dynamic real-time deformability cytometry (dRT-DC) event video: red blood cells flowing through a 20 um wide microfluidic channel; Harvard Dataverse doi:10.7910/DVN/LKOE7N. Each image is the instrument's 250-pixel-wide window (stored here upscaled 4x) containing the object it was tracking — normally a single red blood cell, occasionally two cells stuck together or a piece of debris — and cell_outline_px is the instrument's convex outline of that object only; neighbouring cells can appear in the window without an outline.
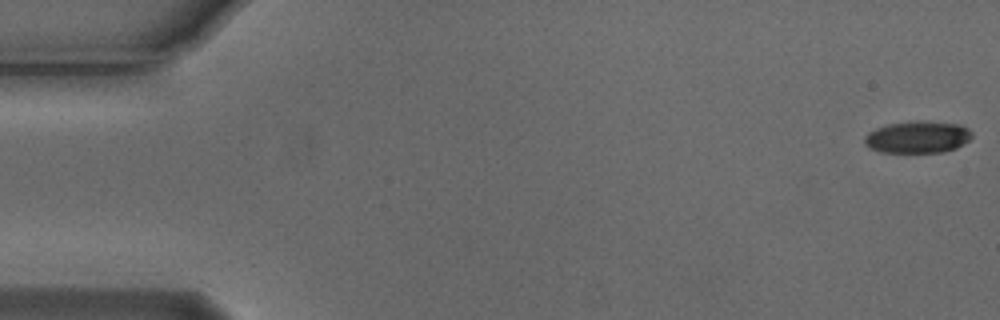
{"species": "Egyptian fruit bat (a non-hibernating species)", "species_latin": "Rousettus aegyptiacus", "temperature_condition": "cold", "stored_images_in_passage": 5, "camera_frame_rate_fps": 3000, "um_per_image_px": 0.085, "animal": {"sex": "male"}, "frame": {"image": 1, "passage_image": 1, "time_ms": 0.0, "image_size_px": [1000, 320], "cell_outline_px": [[972, 136], [968, 140], [956, 148], [944, 152], [880, 152], [864, 144], [864, 136], [868, 132], [876, 128], [888, 124], [916, 120], [960, 124], [968, 128], [972, 132]], "centroid_in_image_um": [77.99, 11.64], "position_along_channel_um": 7.0, "area_um2": 20.06}}
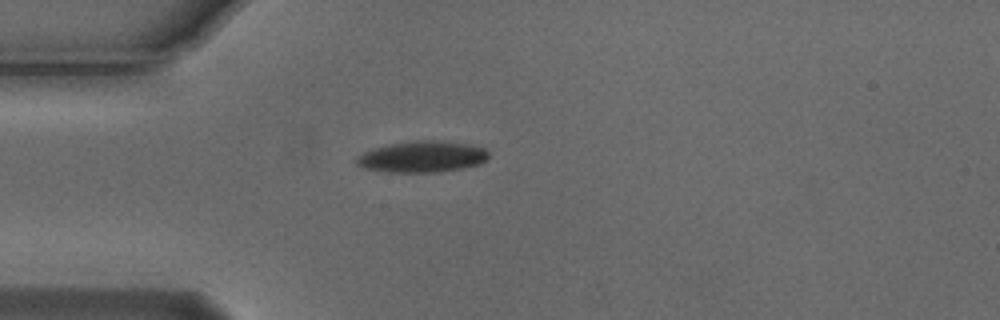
{"frame": {"image": 2, "passage_image": 5, "time_ms": 1.333, "image_size_px": [1000, 320], "cell_outline_px": [[488, 160], [480, 164], [464, 168], [440, 172], [388, 172], [364, 168], [356, 164], [356, 160], [364, 152], [388, 144], [412, 140], [444, 140], [468, 144], [484, 148], [488, 152]], "centroid_in_image_um": [35.94, 13.32], "position_along_channel_um": 49.1, "area_um2": 24.22}}